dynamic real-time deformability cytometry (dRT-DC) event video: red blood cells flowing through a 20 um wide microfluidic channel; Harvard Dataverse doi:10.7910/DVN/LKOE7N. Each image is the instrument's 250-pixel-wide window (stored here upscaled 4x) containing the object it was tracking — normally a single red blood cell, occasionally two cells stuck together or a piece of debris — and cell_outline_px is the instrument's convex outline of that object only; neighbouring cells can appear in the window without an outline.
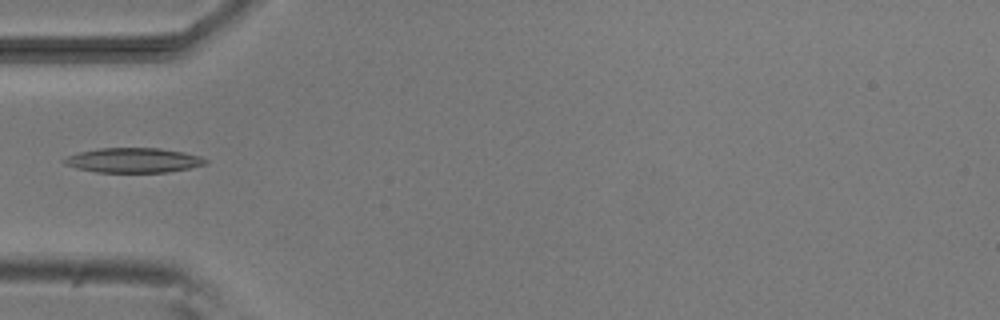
{"species": "common noctule bat (a hibernating species)", "species_latin": "Nyctalus noctula", "temperature_condition": "room temperature", "stored_images_in_passage": 4, "camera_frame_rate_fps": 3000, "um_per_image_px": 0.085, "animal": {"sex": "male", "body_mass_g": 20.5, "forearm_length_mm": 52.5}, "frame": {"image": 1, "passage_image": 3, "time_ms": 2.333, "image_size_px": [1000, 320], "cell_outline_px": [[208, 164], [168, 172], [96, 172], [76, 168], [64, 164], [60, 160], [68, 156], [80, 152], [100, 148], [160, 148], [184, 152], [200, 156], [208, 160]], "centroid_in_image_um": [11.34, 13.62], "position_along_channel_um": 73.7, "area_um2": 20.4}}
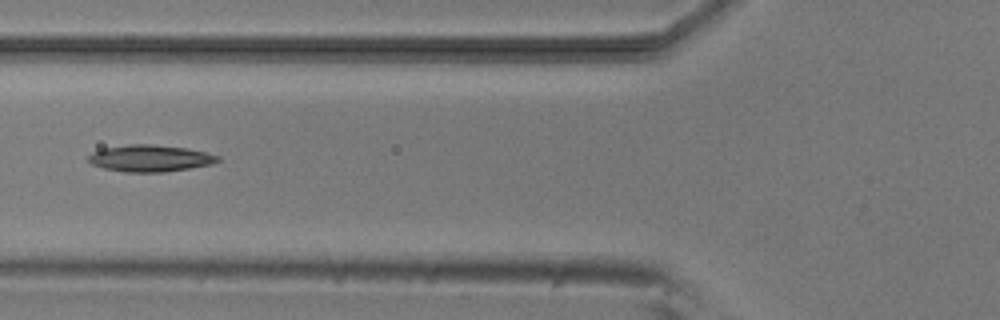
{"frame": {"image": 2, "passage_image": 4, "time_ms": 3.333, "image_size_px": [1000, 320], "cell_outline_px": [[220, 160], [212, 164], [164, 172], [124, 172], [104, 168], [92, 164], [88, 160], [88, 156], [92, 152], [104, 148], [132, 144], [152, 144], [188, 148], [220, 156]], "centroid_in_image_um": [12.76, 13.45], "position_along_channel_um": 113.0, "area_um2": 20.06}}